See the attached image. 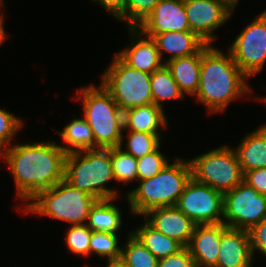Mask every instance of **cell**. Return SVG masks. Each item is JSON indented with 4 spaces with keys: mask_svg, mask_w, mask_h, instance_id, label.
Masks as SVG:
<instances>
[{
    "mask_svg": "<svg viewBox=\"0 0 266 267\" xmlns=\"http://www.w3.org/2000/svg\"><path fill=\"white\" fill-rule=\"evenodd\" d=\"M55 141L15 144L0 152L25 207L40 192L64 179L66 152Z\"/></svg>",
    "mask_w": 266,
    "mask_h": 267,
    "instance_id": "6da1fadb",
    "label": "cell"
},
{
    "mask_svg": "<svg viewBox=\"0 0 266 267\" xmlns=\"http://www.w3.org/2000/svg\"><path fill=\"white\" fill-rule=\"evenodd\" d=\"M248 79L228 50L224 54L205 44L201 48L199 87L194 96L207 107L209 114L223 112L233 100L252 91Z\"/></svg>",
    "mask_w": 266,
    "mask_h": 267,
    "instance_id": "7a4b0ae2",
    "label": "cell"
},
{
    "mask_svg": "<svg viewBox=\"0 0 266 267\" xmlns=\"http://www.w3.org/2000/svg\"><path fill=\"white\" fill-rule=\"evenodd\" d=\"M191 177L189 159L169 162L154 177L139 181L138 187L126 193L131 214L143 216L157 207L175 206Z\"/></svg>",
    "mask_w": 266,
    "mask_h": 267,
    "instance_id": "3957f363",
    "label": "cell"
},
{
    "mask_svg": "<svg viewBox=\"0 0 266 267\" xmlns=\"http://www.w3.org/2000/svg\"><path fill=\"white\" fill-rule=\"evenodd\" d=\"M75 99L82 100L84 118L92 129L95 149L120 147L123 143V111L100 84L82 87Z\"/></svg>",
    "mask_w": 266,
    "mask_h": 267,
    "instance_id": "277c9868",
    "label": "cell"
},
{
    "mask_svg": "<svg viewBox=\"0 0 266 267\" xmlns=\"http://www.w3.org/2000/svg\"><path fill=\"white\" fill-rule=\"evenodd\" d=\"M64 179L76 189L99 199L119 198L116 189L106 186L114 180L110 148L89 149L66 154Z\"/></svg>",
    "mask_w": 266,
    "mask_h": 267,
    "instance_id": "5b68a950",
    "label": "cell"
},
{
    "mask_svg": "<svg viewBox=\"0 0 266 267\" xmlns=\"http://www.w3.org/2000/svg\"><path fill=\"white\" fill-rule=\"evenodd\" d=\"M96 200L63 179L51 189L40 192L20 210L49 216L71 225H82L87 223L90 208Z\"/></svg>",
    "mask_w": 266,
    "mask_h": 267,
    "instance_id": "8992f818",
    "label": "cell"
},
{
    "mask_svg": "<svg viewBox=\"0 0 266 267\" xmlns=\"http://www.w3.org/2000/svg\"><path fill=\"white\" fill-rule=\"evenodd\" d=\"M150 80L151 74L129 67L114 54L100 84L124 112L153 103Z\"/></svg>",
    "mask_w": 266,
    "mask_h": 267,
    "instance_id": "52a82bcc",
    "label": "cell"
},
{
    "mask_svg": "<svg viewBox=\"0 0 266 267\" xmlns=\"http://www.w3.org/2000/svg\"><path fill=\"white\" fill-rule=\"evenodd\" d=\"M192 177L199 183L225 193L241 182L244 173L230 145L214 148L189 160Z\"/></svg>",
    "mask_w": 266,
    "mask_h": 267,
    "instance_id": "ba28073f",
    "label": "cell"
},
{
    "mask_svg": "<svg viewBox=\"0 0 266 267\" xmlns=\"http://www.w3.org/2000/svg\"><path fill=\"white\" fill-rule=\"evenodd\" d=\"M223 224L248 231L266 217V195L241 182L223 193Z\"/></svg>",
    "mask_w": 266,
    "mask_h": 267,
    "instance_id": "9c48e42d",
    "label": "cell"
},
{
    "mask_svg": "<svg viewBox=\"0 0 266 267\" xmlns=\"http://www.w3.org/2000/svg\"><path fill=\"white\" fill-rule=\"evenodd\" d=\"M228 48L234 62L250 79L258 75L266 63V14H258Z\"/></svg>",
    "mask_w": 266,
    "mask_h": 267,
    "instance_id": "30bf717a",
    "label": "cell"
},
{
    "mask_svg": "<svg viewBox=\"0 0 266 267\" xmlns=\"http://www.w3.org/2000/svg\"><path fill=\"white\" fill-rule=\"evenodd\" d=\"M196 225L223 223V193L197 182H187L176 205Z\"/></svg>",
    "mask_w": 266,
    "mask_h": 267,
    "instance_id": "8fae6325",
    "label": "cell"
},
{
    "mask_svg": "<svg viewBox=\"0 0 266 267\" xmlns=\"http://www.w3.org/2000/svg\"><path fill=\"white\" fill-rule=\"evenodd\" d=\"M190 31L206 44L217 39L214 30L225 24L233 11L220 0H184Z\"/></svg>",
    "mask_w": 266,
    "mask_h": 267,
    "instance_id": "7c38bea8",
    "label": "cell"
},
{
    "mask_svg": "<svg viewBox=\"0 0 266 267\" xmlns=\"http://www.w3.org/2000/svg\"><path fill=\"white\" fill-rule=\"evenodd\" d=\"M137 28L150 38L169 31H190L184 0H161Z\"/></svg>",
    "mask_w": 266,
    "mask_h": 267,
    "instance_id": "4fadbf2b",
    "label": "cell"
},
{
    "mask_svg": "<svg viewBox=\"0 0 266 267\" xmlns=\"http://www.w3.org/2000/svg\"><path fill=\"white\" fill-rule=\"evenodd\" d=\"M143 217L160 233L176 240L183 247L189 245L196 224L176 206L157 207Z\"/></svg>",
    "mask_w": 266,
    "mask_h": 267,
    "instance_id": "5bb4252c",
    "label": "cell"
},
{
    "mask_svg": "<svg viewBox=\"0 0 266 267\" xmlns=\"http://www.w3.org/2000/svg\"><path fill=\"white\" fill-rule=\"evenodd\" d=\"M127 30L130 33L132 45L115 54L126 65L141 72L152 74L161 68L165 63L161 60L155 41L143 35L138 28Z\"/></svg>",
    "mask_w": 266,
    "mask_h": 267,
    "instance_id": "9a60e30c",
    "label": "cell"
},
{
    "mask_svg": "<svg viewBox=\"0 0 266 267\" xmlns=\"http://www.w3.org/2000/svg\"><path fill=\"white\" fill-rule=\"evenodd\" d=\"M254 258L248 231L232 229L221 223L217 267H252Z\"/></svg>",
    "mask_w": 266,
    "mask_h": 267,
    "instance_id": "2e32d148",
    "label": "cell"
},
{
    "mask_svg": "<svg viewBox=\"0 0 266 267\" xmlns=\"http://www.w3.org/2000/svg\"><path fill=\"white\" fill-rule=\"evenodd\" d=\"M221 223L196 225L187 248L196 267H217Z\"/></svg>",
    "mask_w": 266,
    "mask_h": 267,
    "instance_id": "e0dca14e",
    "label": "cell"
},
{
    "mask_svg": "<svg viewBox=\"0 0 266 267\" xmlns=\"http://www.w3.org/2000/svg\"><path fill=\"white\" fill-rule=\"evenodd\" d=\"M166 118L163 108L153 103L133 107L123 112L124 130L161 136L160 127L165 128L168 125Z\"/></svg>",
    "mask_w": 266,
    "mask_h": 267,
    "instance_id": "ac0fdd59",
    "label": "cell"
},
{
    "mask_svg": "<svg viewBox=\"0 0 266 267\" xmlns=\"http://www.w3.org/2000/svg\"><path fill=\"white\" fill-rule=\"evenodd\" d=\"M155 41L161 60L165 53H169L171 60L197 53L206 43L192 31L164 32L155 34Z\"/></svg>",
    "mask_w": 266,
    "mask_h": 267,
    "instance_id": "d6986e66",
    "label": "cell"
},
{
    "mask_svg": "<svg viewBox=\"0 0 266 267\" xmlns=\"http://www.w3.org/2000/svg\"><path fill=\"white\" fill-rule=\"evenodd\" d=\"M233 149L243 173L266 168V124L248 133L237 148Z\"/></svg>",
    "mask_w": 266,
    "mask_h": 267,
    "instance_id": "ffe728a7",
    "label": "cell"
},
{
    "mask_svg": "<svg viewBox=\"0 0 266 267\" xmlns=\"http://www.w3.org/2000/svg\"><path fill=\"white\" fill-rule=\"evenodd\" d=\"M184 95H195L199 87L201 49L190 56L163 61Z\"/></svg>",
    "mask_w": 266,
    "mask_h": 267,
    "instance_id": "44dd1931",
    "label": "cell"
},
{
    "mask_svg": "<svg viewBox=\"0 0 266 267\" xmlns=\"http://www.w3.org/2000/svg\"><path fill=\"white\" fill-rule=\"evenodd\" d=\"M115 199H99L91 206L86 225L91 231L117 234L122 226V215L113 202Z\"/></svg>",
    "mask_w": 266,
    "mask_h": 267,
    "instance_id": "7402d4cb",
    "label": "cell"
},
{
    "mask_svg": "<svg viewBox=\"0 0 266 267\" xmlns=\"http://www.w3.org/2000/svg\"><path fill=\"white\" fill-rule=\"evenodd\" d=\"M131 233L158 259L171 256L183 248L179 242L160 233L146 220Z\"/></svg>",
    "mask_w": 266,
    "mask_h": 267,
    "instance_id": "603a6c76",
    "label": "cell"
},
{
    "mask_svg": "<svg viewBox=\"0 0 266 267\" xmlns=\"http://www.w3.org/2000/svg\"><path fill=\"white\" fill-rule=\"evenodd\" d=\"M67 145H60L66 152H76L95 149V141L92 129L85 118L72 119L63 127V131H56Z\"/></svg>",
    "mask_w": 266,
    "mask_h": 267,
    "instance_id": "cb8c5ba5",
    "label": "cell"
},
{
    "mask_svg": "<svg viewBox=\"0 0 266 267\" xmlns=\"http://www.w3.org/2000/svg\"><path fill=\"white\" fill-rule=\"evenodd\" d=\"M150 86L153 104L161 108L162 102L182 100L185 96L165 64L151 74Z\"/></svg>",
    "mask_w": 266,
    "mask_h": 267,
    "instance_id": "d4e9b609",
    "label": "cell"
},
{
    "mask_svg": "<svg viewBox=\"0 0 266 267\" xmlns=\"http://www.w3.org/2000/svg\"><path fill=\"white\" fill-rule=\"evenodd\" d=\"M129 232L127 242L121 247V258L130 267H158L155 257L132 233Z\"/></svg>",
    "mask_w": 266,
    "mask_h": 267,
    "instance_id": "484cf974",
    "label": "cell"
},
{
    "mask_svg": "<svg viewBox=\"0 0 266 267\" xmlns=\"http://www.w3.org/2000/svg\"><path fill=\"white\" fill-rule=\"evenodd\" d=\"M120 147L110 148V159L115 181L129 183L133 180L138 181L137 159L131 154L126 153Z\"/></svg>",
    "mask_w": 266,
    "mask_h": 267,
    "instance_id": "4316f807",
    "label": "cell"
},
{
    "mask_svg": "<svg viewBox=\"0 0 266 267\" xmlns=\"http://www.w3.org/2000/svg\"><path fill=\"white\" fill-rule=\"evenodd\" d=\"M129 135L127 142L123 149L126 153L131 154L134 158L138 159L156 150L161 146V136L156 134L128 131Z\"/></svg>",
    "mask_w": 266,
    "mask_h": 267,
    "instance_id": "83f0119b",
    "label": "cell"
},
{
    "mask_svg": "<svg viewBox=\"0 0 266 267\" xmlns=\"http://www.w3.org/2000/svg\"><path fill=\"white\" fill-rule=\"evenodd\" d=\"M118 235L108 232L92 231L89 246V255L118 259L121 257V247L118 245Z\"/></svg>",
    "mask_w": 266,
    "mask_h": 267,
    "instance_id": "f1b7e54d",
    "label": "cell"
},
{
    "mask_svg": "<svg viewBox=\"0 0 266 267\" xmlns=\"http://www.w3.org/2000/svg\"><path fill=\"white\" fill-rule=\"evenodd\" d=\"M91 229L86 225H70L66 232V245L75 255L89 256Z\"/></svg>",
    "mask_w": 266,
    "mask_h": 267,
    "instance_id": "f546056e",
    "label": "cell"
},
{
    "mask_svg": "<svg viewBox=\"0 0 266 267\" xmlns=\"http://www.w3.org/2000/svg\"><path fill=\"white\" fill-rule=\"evenodd\" d=\"M159 149L137 159L138 181L154 177L170 162Z\"/></svg>",
    "mask_w": 266,
    "mask_h": 267,
    "instance_id": "4dcf8cb0",
    "label": "cell"
},
{
    "mask_svg": "<svg viewBox=\"0 0 266 267\" xmlns=\"http://www.w3.org/2000/svg\"><path fill=\"white\" fill-rule=\"evenodd\" d=\"M161 0H126L125 21L128 28H137Z\"/></svg>",
    "mask_w": 266,
    "mask_h": 267,
    "instance_id": "1f68e13d",
    "label": "cell"
},
{
    "mask_svg": "<svg viewBox=\"0 0 266 267\" xmlns=\"http://www.w3.org/2000/svg\"><path fill=\"white\" fill-rule=\"evenodd\" d=\"M23 121L13 113L0 108V152L11 146V139L22 128Z\"/></svg>",
    "mask_w": 266,
    "mask_h": 267,
    "instance_id": "d6a6232c",
    "label": "cell"
},
{
    "mask_svg": "<svg viewBox=\"0 0 266 267\" xmlns=\"http://www.w3.org/2000/svg\"><path fill=\"white\" fill-rule=\"evenodd\" d=\"M158 267H196L194 259L187 247L171 256L158 260Z\"/></svg>",
    "mask_w": 266,
    "mask_h": 267,
    "instance_id": "836d02e7",
    "label": "cell"
},
{
    "mask_svg": "<svg viewBox=\"0 0 266 267\" xmlns=\"http://www.w3.org/2000/svg\"><path fill=\"white\" fill-rule=\"evenodd\" d=\"M253 257L255 250L266 256V217L248 230Z\"/></svg>",
    "mask_w": 266,
    "mask_h": 267,
    "instance_id": "e575fe53",
    "label": "cell"
},
{
    "mask_svg": "<svg viewBox=\"0 0 266 267\" xmlns=\"http://www.w3.org/2000/svg\"><path fill=\"white\" fill-rule=\"evenodd\" d=\"M243 182L254 188L259 194L266 195V168L244 172Z\"/></svg>",
    "mask_w": 266,
    "mask_h": 267,
    "instance_id": "d590c367",
    "label": "cell"
},
{
    "mask_svg": "<svg viewBox=\"0 0 266 267\" xmlns=\"http://www.w3.org/2000/svg\"><path fill=\"white\" fill-rule=\"evenodd\" d=\"M94 1L114 15L117 20L125 22L126 0H92L91 2Z\"/></svg>",
    "mask_w": 266,
    "mask_h": 267,
    "instance_id": "8d00e7d4",
    "label": "cell"
},
{
    "mask_svg": "<svg viewBox=\"0 0 266 267\" xmlns=\"http://www.w3.org/2000/svg\"><path fill=\"white\" fill-rule=\"evenodd\" d=\"M106 267H130L121 257L118 259H109Z\"/></svg>",
    "mask_w": 266,
    "mask_h": 267,
    "instance_id": "74e56055",
    "label": "cell"
},
{
    "mask_svg": "<svg viewBox=\"0 0 266 267\" xmlns=\"http://www.w3.org/2000/svg\"><path fill=\"white\" fill-rule=\"evenodd\" d=\"M3 17L4 16H2L0 18V46L7 38V33L5 32V28H4V18Z\"/></svg>",
    "mask_w": 266,
    "mask_h": 267,
    "instance_id": "f35d334b",
    "label": "cell"
},
{
    "mask_svg": "<svg viewBox=\"0 0 266 267\" xmlns=\"http://www.w3.org/2000/svg\"><path fill=\"white\" fill-rule=\"evenodd\" d=\"M222 1L228 8H230L233 12L237 7L238 0H220Z\"/></svg>",
    "mask_w": 266,
    "mask_h": 267,
    "instance_id": "ab89813d",
    "label": "cell"
},
{
    "mask_svg": "<svg viewBox=\"0 0 266 267\" xmlns=\"http://www.w3.org/2000/svg\"><path fill=\"white\" fill-rule=\"evenodd\" d=\"M3 4H4L3 0H0V18L3 16V14L1 15V11H2L1 7H2Z\"/></svg>",
    "mask_w": 266,
    "mask_h": 267,
    "instance_id": "60d3db41",
    "label": "cell"
},
{
    "mask_svg": "<svg viewBox=\"0 0 266 267\" xmlns=\"http://www.w3.org/2000/svg\"><path fill=\"white\" fill-rule=\"evenodd\" d=\"M258 99L266 103V97L265 96L261 97V98L259 97Z\"/></svg>",
    "mask_w": 266,
    "mask_h": 267,
    "instance_id": "b9f144b4",
    "label": "cell"
}]
</instances>
